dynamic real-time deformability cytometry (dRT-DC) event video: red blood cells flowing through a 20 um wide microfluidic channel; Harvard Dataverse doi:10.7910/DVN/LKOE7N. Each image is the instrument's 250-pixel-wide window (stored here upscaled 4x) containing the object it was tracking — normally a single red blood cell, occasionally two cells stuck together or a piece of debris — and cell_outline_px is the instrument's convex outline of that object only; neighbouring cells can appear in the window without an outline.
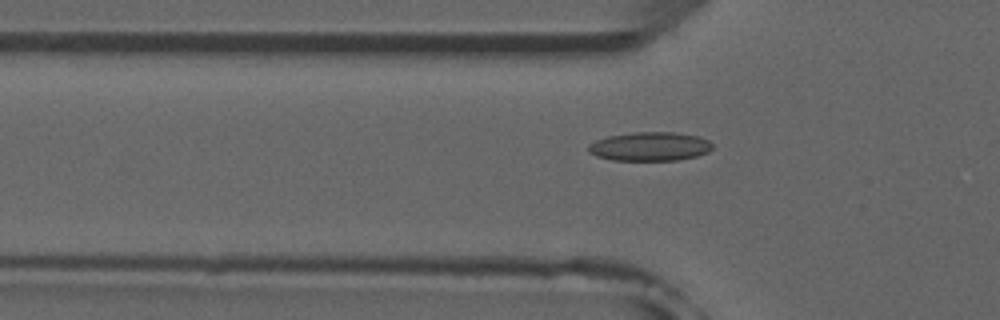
{"species": "common noctule bat (a hibernating species)", "species_latin": "Nyctalus noctula", "temperature_condition": "room temperature", "stored_images_in_passage": 48, "camera_frame_rate_fps": 3000, "um_per_image_px": 0.085, "animal": {"sex": "male", "forearm_length_mm": 52.5}, "frame": {"image": 1, "passage_image": 13, "time_ms": 4.0, "image_size_px": [1000, 320], "cell_outline_px": [[712, 148], [708, 152], [696, 156], [676, 160], [612, 160], [596, 156], [588, 152], [588, 144], [596, 140], [608, 136], [632, 132], [676, 132], [696, 136], [708, 140], [712, 144]], "centroid_in_image_um": [55.21, 12.44], "position_along_channel_um": 70.6, "area_um2": 20.87}}
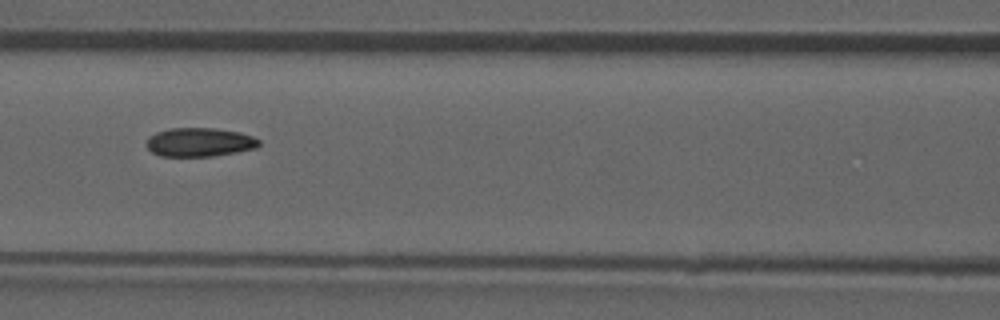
{"frame": {"image": 2, "passage_image": 19, "time_ms": 6.0, "image_size_px": [1000, 320], "cell_outline_px": [[260, 144], [256, 148], [236, 152], [212, 156], [160, 156], [152, 152], [148, 148], [148, 136], [156, 132], [172, 128], [216, 128], [240, 132], [252, 136], [260, 140]], "centroid_in_image_um": [16.98, 12.08], "position_along_channel_um": 149.6, "area_um2": 18.84}}
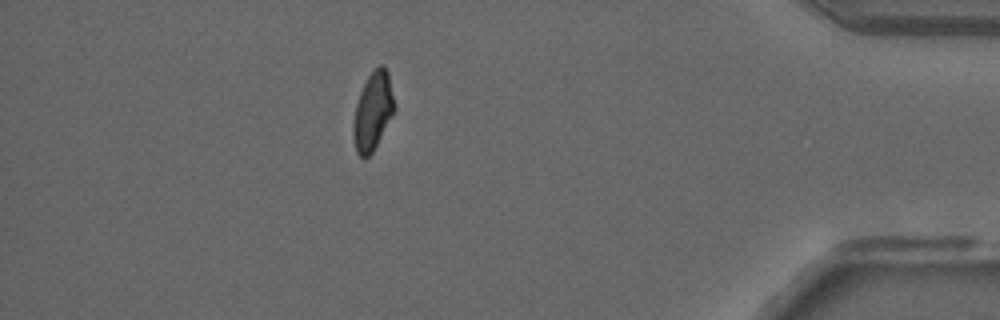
{"frame": {"image": 3, "passage_image": 42, "time_ms": 13.667, "image_size_px": [1000, 320], "cell_outline_px": [[396, 108], [372, 152], [364, 160], [356, 152], [352, 132], [352, 124], [356, 104], [360, 92], [368, 76], [380, 64], [384, 64], [388, 72]], "centroid_in_image_um": [31.68, 9.45], "position_along_channel_um": 403.5, "area_um2": 18.61}, "authors_computed_cell_mechanics": {"area_um2": 19.2474, "velocity_mm_per_s": 3.9223, "shape_relaxation_time_tau1_ms": null, "shape_relaxation_time_tau2_ms": 2.2547, "deformation_change_tau1": null, "deformation_change_tau2": 0.0589}}